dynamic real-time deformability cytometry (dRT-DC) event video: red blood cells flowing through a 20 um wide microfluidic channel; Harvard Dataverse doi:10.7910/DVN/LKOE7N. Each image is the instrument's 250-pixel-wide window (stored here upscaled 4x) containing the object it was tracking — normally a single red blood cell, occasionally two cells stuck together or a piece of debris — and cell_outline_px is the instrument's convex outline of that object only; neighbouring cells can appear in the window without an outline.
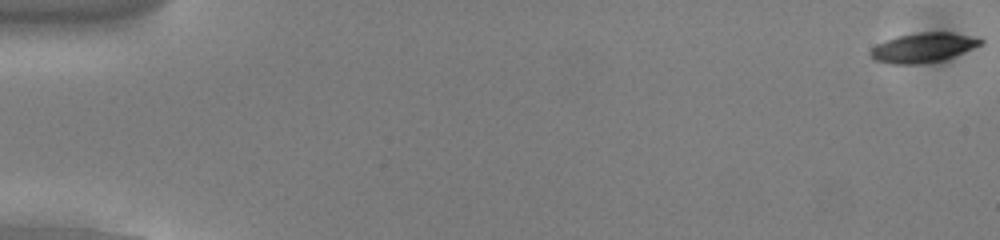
{"species": "common noctule bat (a hibernating species)", "species_latin": "Nyctalus noctula", "temperature_condition": "cold", "stored_images_in_passage": 12, "camera_frame_rate_fps": 3000, "um_per_image_px": 0.085, "animal": {"sex": "male", "body_mass_g": 13.0, "forearm_length_mm": 53.1}, "frame": {"image": 1, "passage_image": 1, "time_ms": 0.0, "image_size_px": [1000, 240], "cell_outline_px": [[984, 44], [944, 60], [920, 64], [888, 64], [872, 60], [868, 52], [876, 44], [896, 36], [920, 32], [948, 32], [968, 36], [984, 40]], "centroid_in_image_um": [78.42, 4.06], "position_along_channel_um": 6.6, "area_um2": 19.13}}